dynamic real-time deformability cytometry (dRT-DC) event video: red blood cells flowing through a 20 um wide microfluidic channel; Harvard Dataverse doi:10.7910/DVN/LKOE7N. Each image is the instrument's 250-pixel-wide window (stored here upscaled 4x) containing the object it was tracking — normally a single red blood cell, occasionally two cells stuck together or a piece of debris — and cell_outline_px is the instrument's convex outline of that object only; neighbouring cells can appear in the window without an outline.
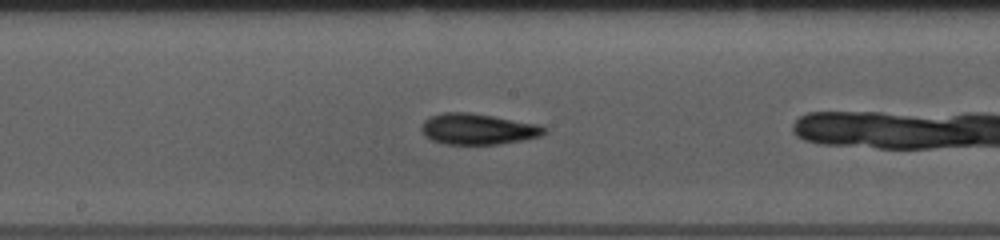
{"species": "common noctule bat (a hibernating species)", "species_latin": "Nyctalus noctula", "temperature_condition": "room temperature", "stored_images_in_passage": 14, "camera_frame_rate_fps": 3000, "um_per_image_px": 0.085, "animal": {"sex": "female", "body_mass_g": 10.0, "forearm_length_mm": 53.1}, "frame": {"image": 1, "passage_image": 12, "time_ms": 3.667, "image_size_px": [1000, 240], "cell_outline_px": [[548, 128], [540, 136], [500, 144], [444, 144], [432, 140], [424, 136], [420, 128], [424, 120], [432, 116], [444, 112], [468, 112], [492, 116], [536, 124]], "centroid_in_image_um": [40.56, 10.97], "position_along_channel_um": 207.6, "area_um2": 21.91}}